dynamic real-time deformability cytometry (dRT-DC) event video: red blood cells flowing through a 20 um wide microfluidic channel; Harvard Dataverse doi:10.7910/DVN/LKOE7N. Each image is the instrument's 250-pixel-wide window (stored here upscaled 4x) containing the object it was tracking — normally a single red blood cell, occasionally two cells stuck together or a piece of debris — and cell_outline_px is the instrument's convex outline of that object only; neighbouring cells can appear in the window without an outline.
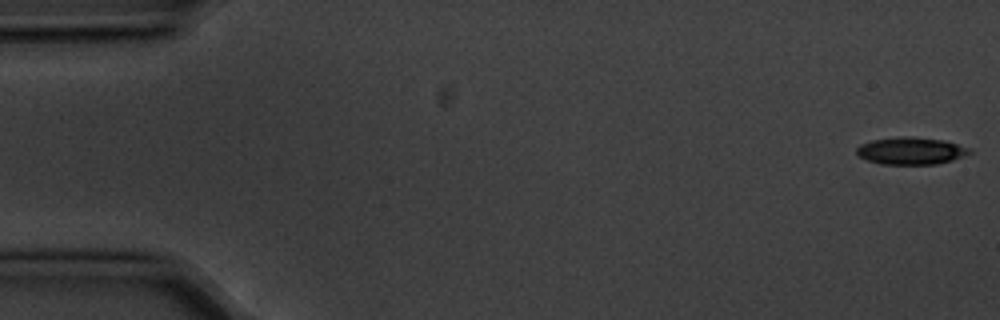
{"species": "common noctule bat (a hibernating species)", "species_latin": "Nyctalus noctula", "temperature_condition": "cold", "stored_images_in_passage": 6, "camera_frame_rate_fps": 3000, "um_per_image_px": 0.085, "animal": {"sex": "male", "body_mass_g": 20.1, "forearm_length_mm": 53.5}, "frame": {"image": 1, "passage_image": 1, "time_ms": 0.0, "image_size_px": [1000, 320], "cell_outline_px": [[972, 152], [964, 156], [952, 160], [936, 164], [880, 164], [868, 160], [860, 156], [856, 152], [856, 148], [860, 144], [872, 140], [900, 136], [908, 136], [944, 140], [972, 148]], "centroid_in_image_um": [77.45, 12.81], "position_along_channel_um": 7.5, "area_um2": 17.98}}
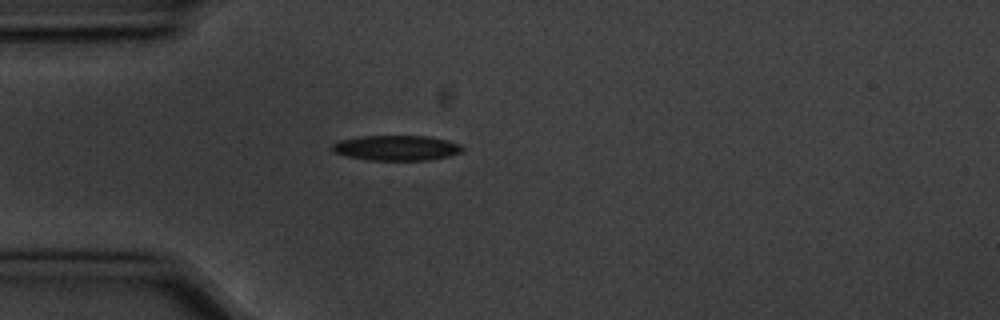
{"frame": {"image": 2, "passage_image": 5, "time_ms": 1.333, "image_size_px": [1000, 320], "cell_outline_px": [[464, 148], [460, 152], [448, 156], [428, 160], [368, 160], [344, 156], [332, 152], [332, 144], [340, 140], [360, 136], [428, 136], [448, 140], [460, 144]], "centroid_in_image_um": [33.67, 12.57], "position_along_channel_um": 51.3, "area_um2": 19.19}}